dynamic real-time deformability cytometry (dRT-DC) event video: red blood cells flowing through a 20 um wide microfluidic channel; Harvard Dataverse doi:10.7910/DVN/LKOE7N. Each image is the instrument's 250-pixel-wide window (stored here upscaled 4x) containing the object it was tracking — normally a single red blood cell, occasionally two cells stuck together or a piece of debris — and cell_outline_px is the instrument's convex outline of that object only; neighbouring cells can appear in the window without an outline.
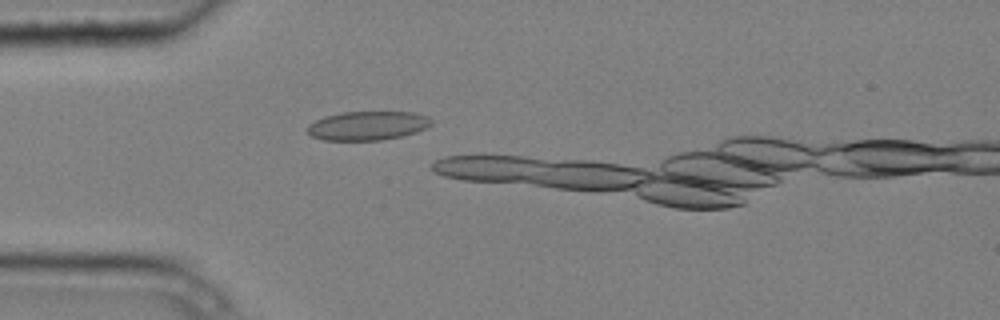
{"species": "common noctule bat (a hibernating species)", "species_latin": "Nyctalus noctula", "temperature_condition": "cold", "stored_images_in_passage": 6, "camera_frame_rate_fps": 3000, "um_per_image_px": 0.085, "animal": {"sex": "male", "body_mass_g": 20.4}, "frame": {"image": 1, "passage_image": 4, "time_ms": 1.0, "image_size_px": [1000, 320], "cell_outline_px": [[432, 124], [416, 132], [404, 136], [380, 140], [324, 140], [312, 136], [308, 132], [308, 124], [324, 116], [340, 112], [416, 112], [428, 116], [432, 120]], "centroid_in_image_um": [31.26, 10.67], "position_along_channel_um": 53.7, "area_um2": 20.98}}